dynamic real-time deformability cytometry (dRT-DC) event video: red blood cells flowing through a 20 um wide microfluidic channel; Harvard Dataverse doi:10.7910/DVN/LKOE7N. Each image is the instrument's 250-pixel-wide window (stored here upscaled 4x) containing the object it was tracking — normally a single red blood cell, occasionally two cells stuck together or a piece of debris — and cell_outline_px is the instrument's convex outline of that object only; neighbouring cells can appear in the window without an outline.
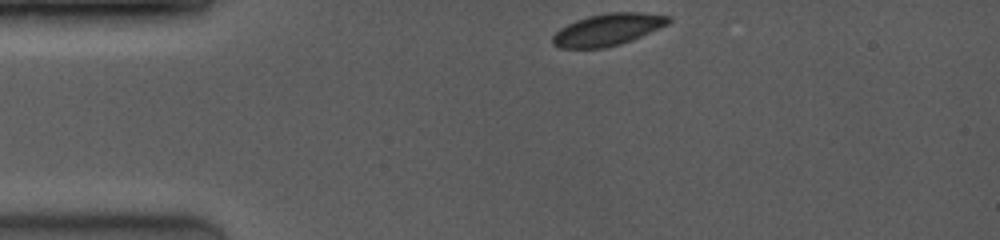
{"species": "common noctule bat (a hibernating species)", "species_latin": "Nyctalus noctula", "temperature_condition": "room temperature", "stored_images_in_passage": 46, "camera_frame_rate_fps": 4000, "um_per_image_px": 0.085, "animal": {"sex": "female", "body_mass_g": 19.0, "forearm_length_mm": 53.3}, "frame": {"image": 1, "passage_image": 1, "time_ms": 0.0, "image_size_px": [1000, 240], "cell_outline_px": [[672, 20], [668, 24], [660, 28], [632, 40], [620, 44], [604, 48], [560, 48], [552, 44], [552, 36], [560, 28], [576, 20], [588, 16], [608, 12], [640, 12], [672, 16]], "centroid_in_image_um": [51.67, 2.51], "position_along_channel_um": 33.3, "area_um2": 21.68}}
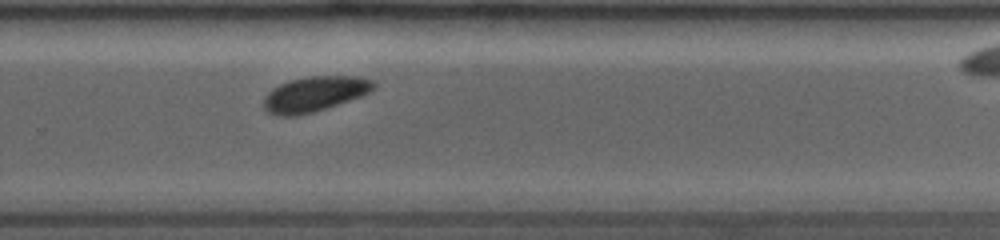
{"frame": {"image": 2, "passage_image": 32, "time_ms": 7.75, "image_size_px": [1000, 240], "cell_outline_px": [[376, 84], [368, 92], [360, 96], [300, 116], [276, 116], [268, 112], [264, 108], [264, 96], [268, 92], [280, 84], [288, 80], [312, 76], [348, 76], [372, 80]], "centroid_in_image_um": [26.66, 8.0], "position_along_channel_um": 303.1, "area_um2": 22.08}}
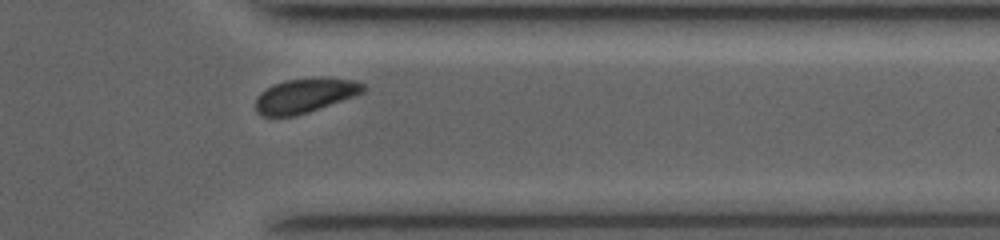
{"frame": {"image": 3, "passage_image": 40, "time_ms": 9.75, "image_size_px": [1000, 240], "cell_outline_px": [[368, 88], [364, 92], [320, 108], [296, 116], [260, 116], [256, 112], [256, 100], [260, 92], [276, 84], [288, 80], [352, 80], [364, 84]], "centroid_in_image_um": [25.89, 8.18], "position_along_channel_um": 385.5, "area_um2": 20.63}}